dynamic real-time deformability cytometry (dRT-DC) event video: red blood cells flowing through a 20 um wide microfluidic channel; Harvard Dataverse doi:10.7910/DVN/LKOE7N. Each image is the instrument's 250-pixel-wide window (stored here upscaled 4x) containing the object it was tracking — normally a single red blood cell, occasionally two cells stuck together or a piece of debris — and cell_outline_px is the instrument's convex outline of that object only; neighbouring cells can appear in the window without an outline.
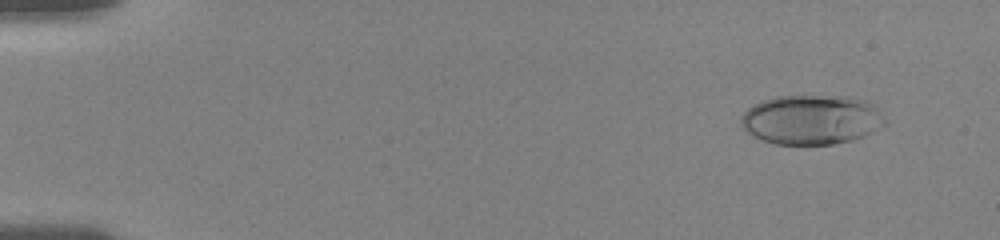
{"species": "human", "species_latin": "Homo sapiens", "temperature_condition": "room temperature", "stored_images_in_passage": 13, "camera_frame_rate_fps": 3000, "um_per_image_px": 0.085, "donor": {"sex": "female"}, "frame": {"image": 1, "passage_image": 1, "time_ms": 0.0, "image_size_px": [1000, 240], "cell_outline_px": [[888, 124], [864, 136], [852, 140], [832, 144], [776, 144], [752, 136], [740, 124], [740, 116], [752, 104], [776, 96], [848, 96], [864, 100], [872, 104], [876, 108]], "centroid_in_image_um": [68.96, 10.17], "position_along_channel_um": 16.0, "area_um2": 41.67}}
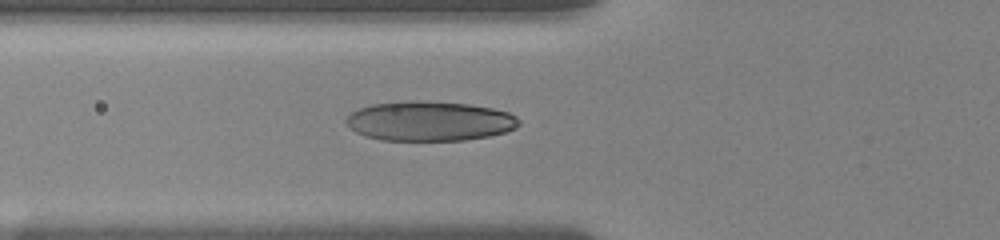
{"frame": {"image": 2, "passage_image": 9, "time_ms": 5.333, "image_size_px": [1000, 240], "cell_outline_px": [[520, 124], [516, 128], [504, 132], [488, 136], [464, 140], [380, 140], [364, 136], [356, 132], [344, 120], [352, 112], [360, 108], [372, 104], [416, 100], [468, 104], [492, 108], [508, 112], [516, 116], [520, 120]], "centroid_in_image_um": [36.52, 10.29], "position_along_channel_um": 89.3, "area_um2": 39.82}}
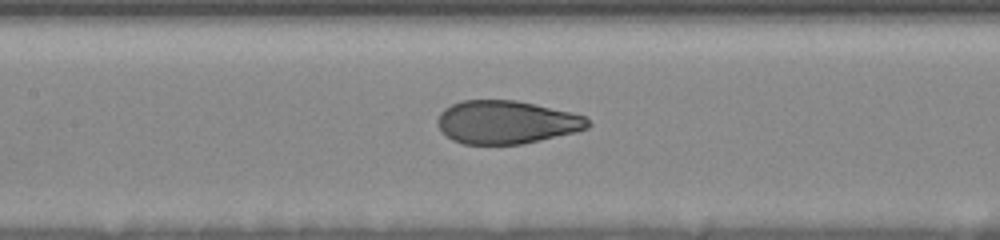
{"frame": {"image": 3, "passage_image": 12, "time_ms": 7.333, "image_size_px": [1000, 240], "cell_outline_px": [[592, 124], [588, 128], [576, 132], [540, 140], [520, 144], [464, 144], [452, 140], [440, 132], [436, 120], [440, 112], [444, 108], [460, 100], [516, 100], [568, 112], [584, 116]], "centroid_in_image_um": [42.99, 10.39], "position_along_channel_um": 164.4, "area_um2": 37.86}}